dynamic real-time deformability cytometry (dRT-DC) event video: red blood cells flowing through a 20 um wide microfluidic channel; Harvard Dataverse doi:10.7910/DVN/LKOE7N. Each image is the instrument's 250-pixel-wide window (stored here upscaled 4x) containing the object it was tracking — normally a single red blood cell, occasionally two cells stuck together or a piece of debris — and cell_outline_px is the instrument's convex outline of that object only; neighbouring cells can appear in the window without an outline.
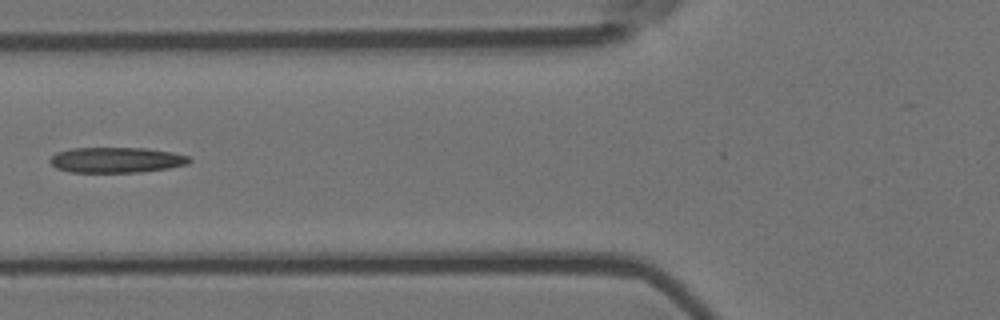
{"species": "Egyptian fruit bat (a non-hibernating species)", "species_latin": "Rousettus aegyptiacus", "temperature_condition": "room temperature", "stored_images_in_passage": 6, "camera_frame_rate_fps": 3000, "um_per_image_px": 0.085, "animal": {"sex": "female"}, "frame": {"image": 1, "passage_image": 6, "time_ms": 1.667, "image_size_px": [1000, 320], "cell_outline_px": [[192, 160], [188, 164], [168, 168], [140, 172], [68, 172], [56, 168], [48, 160], [56, 152], [72, 148], [148, 148], [172, 152], [188, 156]], "centroid_in_image_um": [9.88, 13.59], "position_along_channel_um": 115.9, "area_um2": 20.75}}